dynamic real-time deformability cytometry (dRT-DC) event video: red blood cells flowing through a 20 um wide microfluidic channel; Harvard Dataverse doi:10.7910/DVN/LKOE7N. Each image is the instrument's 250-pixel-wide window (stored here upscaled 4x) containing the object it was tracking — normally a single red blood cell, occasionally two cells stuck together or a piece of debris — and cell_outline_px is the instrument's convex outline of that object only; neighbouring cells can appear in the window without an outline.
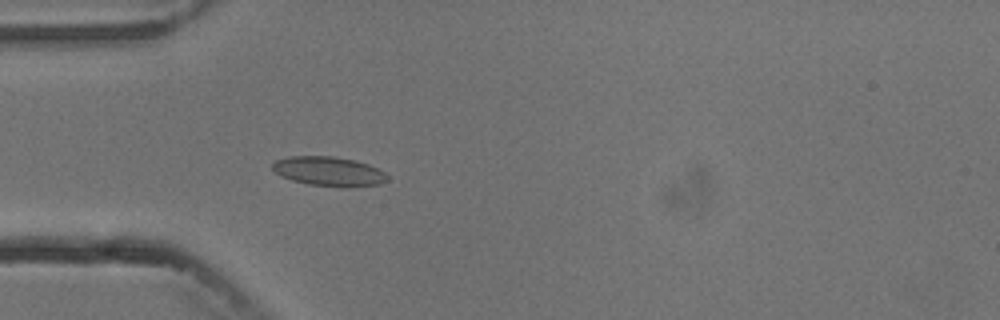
{"species": "common noctule bat (a hibernating species)", "species_latin": "Nyctalus noctula", "temperature_condition": "cold", "stored_images_in_passage": 5, "camera_frame_rate_fps": 3000, "um_per_image_px": 0.085, "animal": {"sex": "male", "body_mass_g": 13.3}, "frame": {"image": 1, "passage_image": 5, "time_ms": 4.667, "image_size_px": [1000, 320], "cell_outline_px": [[388, 180], [380, 184], [348, 188], [340, 188], [308, 184], [292, 180], [280, 176], [272, 168], [272, 164], [276, 160], [288, 156], [332, 156], [356, 160], [368, 164], [384, 172], [388, 176]], "centroid_in_image_um": [27.96, 14.58], "position_along_channel_um": 57.0, "area_um2": 19.94}}